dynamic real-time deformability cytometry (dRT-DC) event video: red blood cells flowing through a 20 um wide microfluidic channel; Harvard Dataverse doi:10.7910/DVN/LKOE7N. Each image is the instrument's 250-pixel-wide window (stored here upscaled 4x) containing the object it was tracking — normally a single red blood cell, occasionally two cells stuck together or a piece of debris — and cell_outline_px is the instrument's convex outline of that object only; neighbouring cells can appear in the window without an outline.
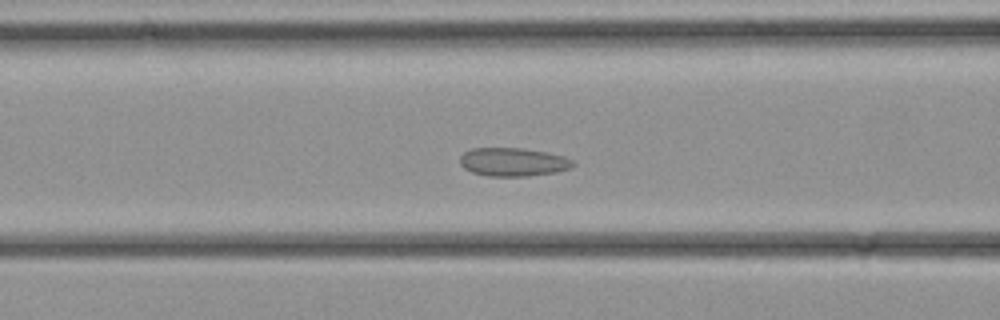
{"species": "common noctule bat (a hibernating species)", "species_latin": "Nyctalus noctula", "temperature_condition": "cold", "stored_images_in_passage": 36, "camera_frame_rate_fps": 3000, "um_per_image_px": 0.085, "animal": {"sex": "female", "body_mass_g": 21.9}, "frame": {"image": 1, "passage_image": 15, "time_ms": 4.667, "image_size_px": [1000, 320], "cell_outline_px": [[576, 164], [568, 168], [556, 172], [528, 176], [488, 176], [472, 172], [464, 168], [460, 164], [460, 156], [464, 152], [472, 148], [524, 148], [548, 152], [564, 156], [576, 160]], "centroid_in_image_um": [43.64, 13.76], "position_along_channel_um": 123.0, "area_um2": 18.9}}
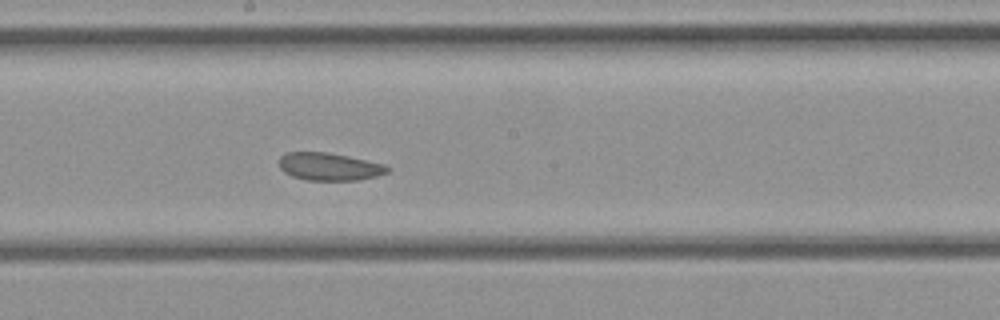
{"frame": {"image": 2, "passage_image": 20, "time_ms": 6.333, "image_size_px": [1000, 320], "cell_outline_px": [[392, 168], [388, 172], [376, 176], [360, 180], [308, 180], [292, 176], [284, 172], [280, 168], [280, 156], [284, 152], [328, 152], [348, 156], [384, 164]], "centroid_in_image_um": [28.0, 14.16], "position_along_channel_um": 220.2, "area_um2": 17.51}}
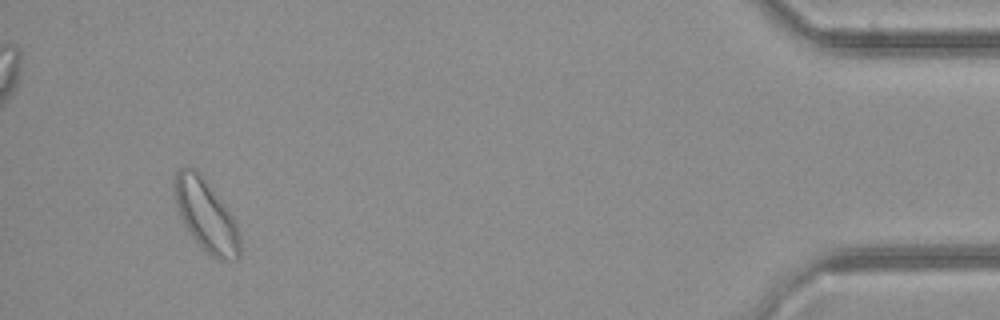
{"frame": {"image": 3, "passage_image": 34, "time_ms": 11.0, "image_size_px": [1000, 320], "cell_outline_px": [[240, 256], [236, 260], [220, 260], [212, 256], [196, 240], [180, 216], [176, 204], [172, 184], [172, 176], [180, 168], [196, 168], [200, 172], [224, 204], [232, 216], [236, 224], [240, 240]], "centroid_in_image_um": [17.49, 18.26], "position_along_channel_um": 417.7, "area_um2": 27.05}}